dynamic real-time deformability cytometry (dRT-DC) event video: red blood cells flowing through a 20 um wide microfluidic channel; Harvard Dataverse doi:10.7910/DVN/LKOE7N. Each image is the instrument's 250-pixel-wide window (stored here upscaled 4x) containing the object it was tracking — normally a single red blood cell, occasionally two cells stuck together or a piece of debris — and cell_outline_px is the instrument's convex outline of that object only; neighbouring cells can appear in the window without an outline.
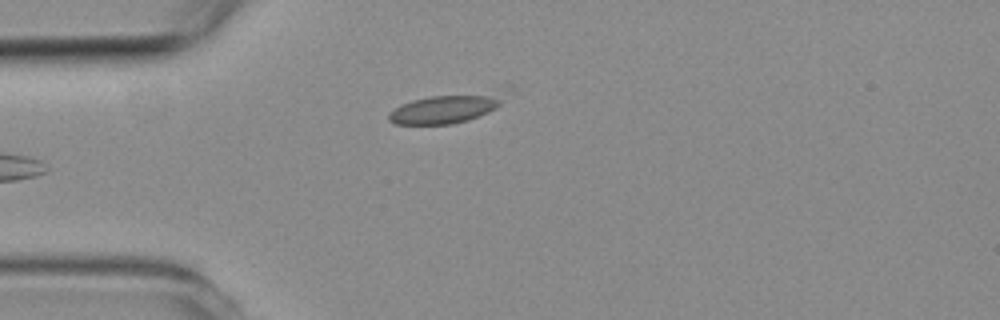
{"species": "common noctule bat (a hibernating species)", "species_latin": "Nyctalus noctula", "temperature_condition": "room temperature", "stored_images_in_passage": 4, "camera_frame_rate_fps": 3000, "um_per_image_px": 0.085, "animal": {"sex": "female", "body_mass_g": 19.3, "forearm_length_mm": 54.1}, "frame": {"image": 1, "passage_image": 4, "time_ms": 4.333, "image_size_px": [1000, 320], "cell_outline_px": [[500, 104], [496, 108], [488, 112], [468, 120], [452, 124], [396, 124], [388, 120], [388, 116], [400, 104], [412, 100], [432, 96], [488, 96], [500, 100]], "centroid_in_image_um": [37.61, 9.33], "position_along_channel_um": 47.4, "area_um2": 17.63}}